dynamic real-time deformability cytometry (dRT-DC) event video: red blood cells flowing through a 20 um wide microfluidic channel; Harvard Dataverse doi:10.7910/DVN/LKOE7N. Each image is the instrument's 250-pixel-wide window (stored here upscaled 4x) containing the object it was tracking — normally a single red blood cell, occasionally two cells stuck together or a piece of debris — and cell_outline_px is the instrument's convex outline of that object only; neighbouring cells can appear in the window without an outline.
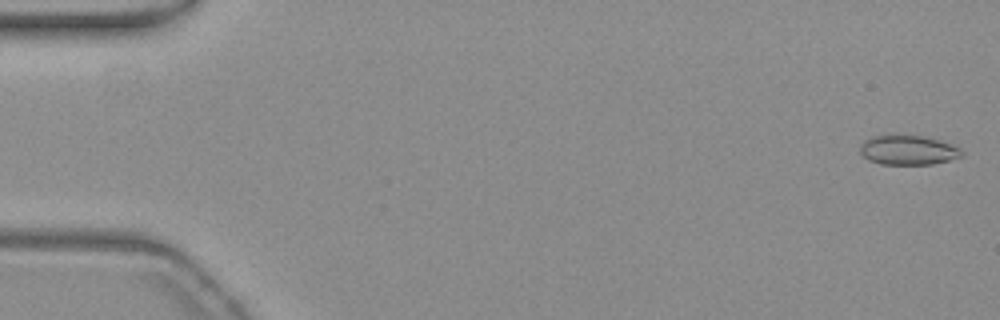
{"species": "common noctule bat (a hibernating species)", "species_latin": "Nyctalus noctula", "temperature_condition": "warm", "stored_images_in_passage": 56, "camera_frame_rate_fps": 3000, "um_per_image_px": 0.085, "animal": {"sex": "female", "body_mass_g": 19.3, "forearm_length_mm": 54.1}, "frame": {"image": 1, "passage_image": 2, "time_ms": 0.333, "image_size_px": [1000, 320], "cell_outline_px": [[964, 156], [932, 164], [880, 164], [868, 160], [860, 152], [860, 144], [864, 140], [872, 136], [924, 136], [960, 148], [964, 152]], "centroid_in_image_um": [77.17, 12.77], "position_along_channel_um": 7.8, "area_um2": 17.22}}
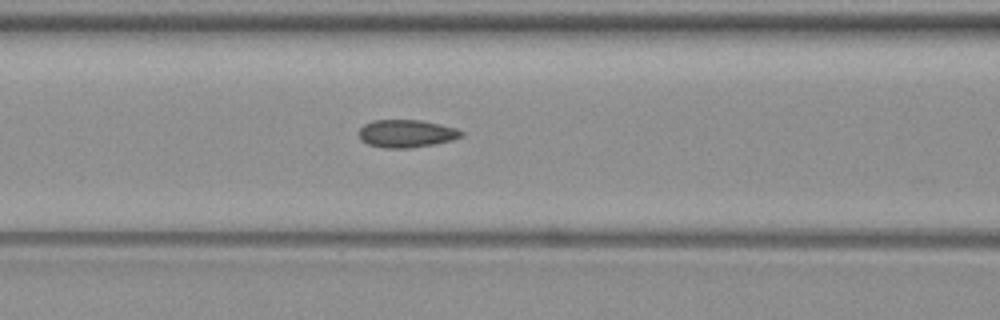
{"frame": {"image": 2, "passage_image": 24, "time_ms": 7.667, "image_size_px": [1000, 320], "cell_outline_px": [[464, 136], [452, 140], [436, 144], [412, 148], [384, 148], [368, 144], [360, 140], [360, 128], [364, 124], [372, 120], [420, 120], [440, 124], [456, 128], [464, 132]], "centroid_in_image_um": [34.57, 11.36], "position_along_channel_um": 132.0, "area_um2": 16.7}}
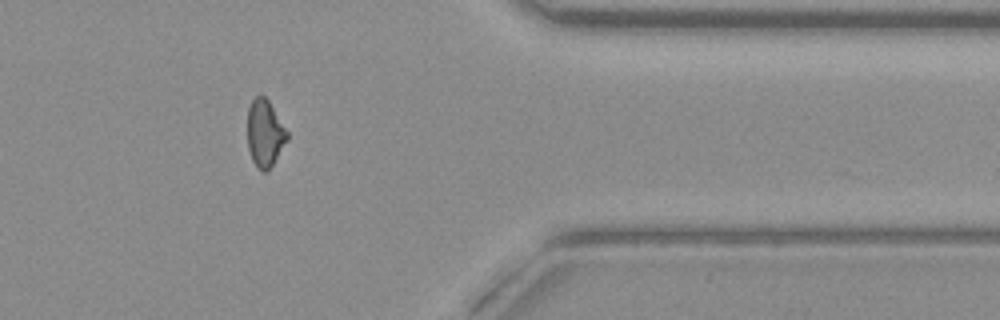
{"frame": {"image": 3, "passage_image": 46, "time_ms": 15.0, "image_size_px": [1000, 320], "cell_outline_px": [[288, 140], [268, 172], [260, 172], [256, 168], [252, 160], [248, 148], [248, 108], [252, 100], [256, 96], [264, 96], [268, 100], [288, 132]], "centroid_in_image_um": [22.51, 11.38], "position_along_channel_um": 388.9, "area_um2": 15.61}, "authors_computed_cell_mechanics": {"area_um2": 16.6753, "velocity_mm_per_s": 3.7737, "shape_relaxation_time_tau1_ms": null, "shape_relaxation_time_tau2_ms": 1.973, "deformation_change_tau1": null, "deformation_change_tau2": 0.0636}}